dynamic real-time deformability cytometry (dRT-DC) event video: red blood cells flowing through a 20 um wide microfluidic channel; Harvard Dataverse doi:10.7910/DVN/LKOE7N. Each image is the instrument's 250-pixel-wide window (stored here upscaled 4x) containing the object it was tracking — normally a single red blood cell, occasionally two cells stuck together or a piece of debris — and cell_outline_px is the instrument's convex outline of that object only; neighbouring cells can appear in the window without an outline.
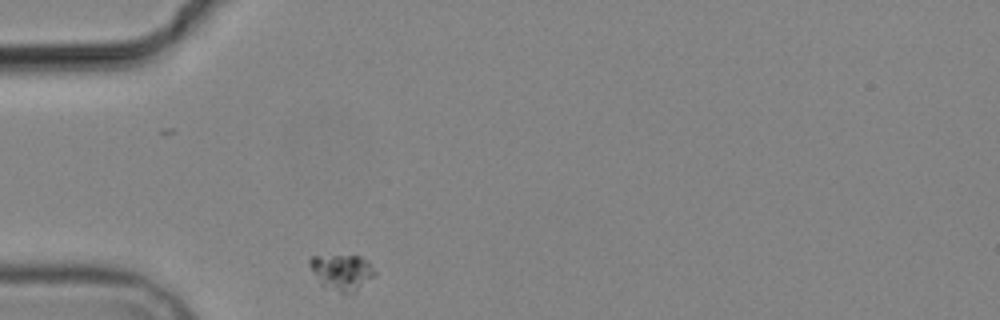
{"species": "common noctule bat (a hibernating species)", "species_latin": "Nyctalus noctula", "temperature_condition": "cold", "stored_images_in_passage": 1, "camera_frame_rate_fps": 3000, "um_per_image_px": 0.085, "animal": {"sex": "male", "body_mass_g": 19.2, "forearm_length_mm": 51.8}, "frame": {"image": 1, "passage_image": 1, "time_ms": 0.0, "image_size_px": [1000, 320], "cell_outline_px": [[376, 272], [352, 296], [344, 296], [324, 288], [320, 284], [308, 264], [308, 260], [312, 256], [360, 256], [368, 260]], "centroid_in_image_um": [29.04, 23.2], "position_along_channel_um": 56.0, "area_um2": 14.05}}